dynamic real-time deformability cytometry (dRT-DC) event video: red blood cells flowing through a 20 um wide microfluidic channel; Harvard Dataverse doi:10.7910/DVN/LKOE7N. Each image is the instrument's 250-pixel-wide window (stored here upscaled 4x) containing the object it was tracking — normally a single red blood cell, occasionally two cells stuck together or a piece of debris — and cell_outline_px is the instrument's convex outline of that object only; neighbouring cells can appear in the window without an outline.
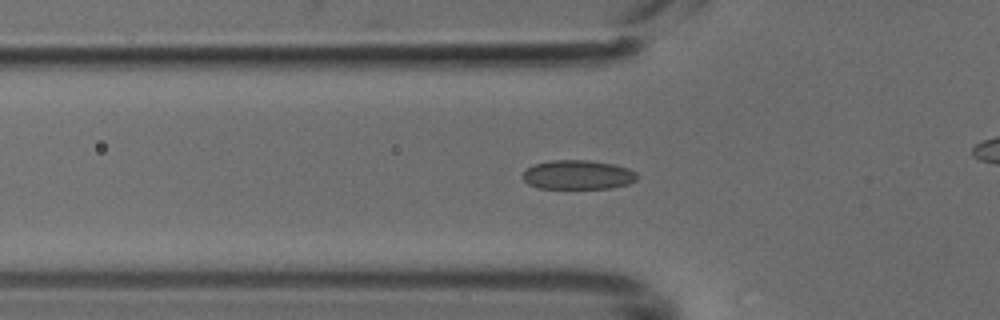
{"species": "common noctule bat (a hibernating species)", "species_latin": "Nyctalus noctula", "temperature_condition": "cold", "stored_images_in_passage": 36, "camera_frame_rate_fps": 3000, "um_per_image_px": 0.085, "animal": {"sex": "male", "body_mass_g": 18.8}, "frame": {"image": 1, "passage_image": 12, "time_ms": 3.667, "image_size_px": [1000, 320], "cell_outline_px": [[640, 176], [636, 180], [628, 184], [612, 188], [536, 188], [528, 184], [524, 180], [524, 172], [532, 164], [552, 160], [588, 160], [612, 164], [628, 168], [636, 172]], "centroid_in_image_um": [49.14, 14.86], "position_along_channel_um": 76.7, "area_um2": 19.54}}
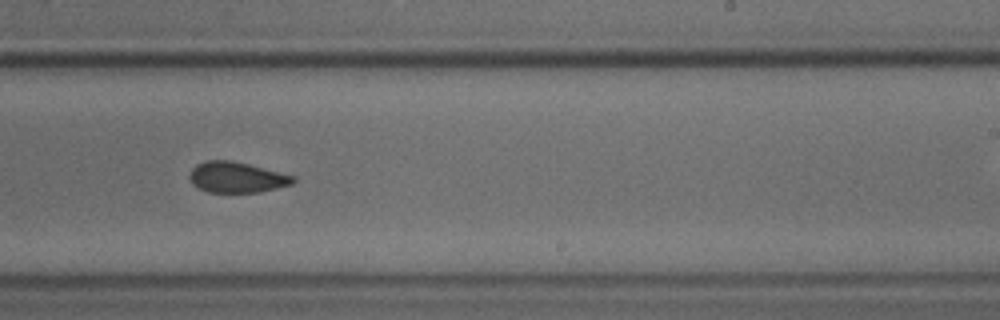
{"frame": {"image": 2, "passage_image": 26, "time_ms": 8.333, "image_size_px": [1000, 320], "cell_outline_px": [[296, 180], [292, 184], [260, 192], [208, 192], [192, 184], [188, 176], [192, 168], [196, 164], [204, 160], [232, 160], [296, 176]], "centroid_in_image_um": [20.1, 15.06], "position_along_channel_um": 268.9, "area_um2": 18.61}}
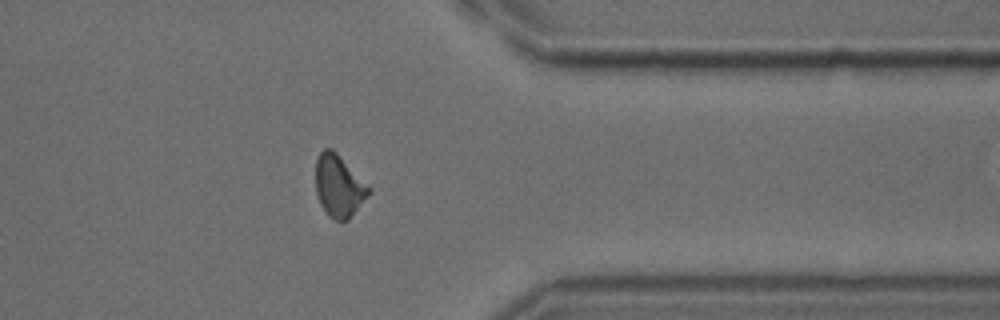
{"frame": {"image": 3, "passage_image": 35, "time_ms": 11.333, "image_size_px": [1000, 320], "cell_outline_px": [[372, 192], [348, 220], [332, 220], [328, 216], [320, 204], [316, 192], [316, 160], [320, 152], [324, 148], [332, 148], [372, 188]], "centroid_in_image_um": [28.82, 15.82], "position_along_channel_um": 382.6, "area_um2": 19.36}}